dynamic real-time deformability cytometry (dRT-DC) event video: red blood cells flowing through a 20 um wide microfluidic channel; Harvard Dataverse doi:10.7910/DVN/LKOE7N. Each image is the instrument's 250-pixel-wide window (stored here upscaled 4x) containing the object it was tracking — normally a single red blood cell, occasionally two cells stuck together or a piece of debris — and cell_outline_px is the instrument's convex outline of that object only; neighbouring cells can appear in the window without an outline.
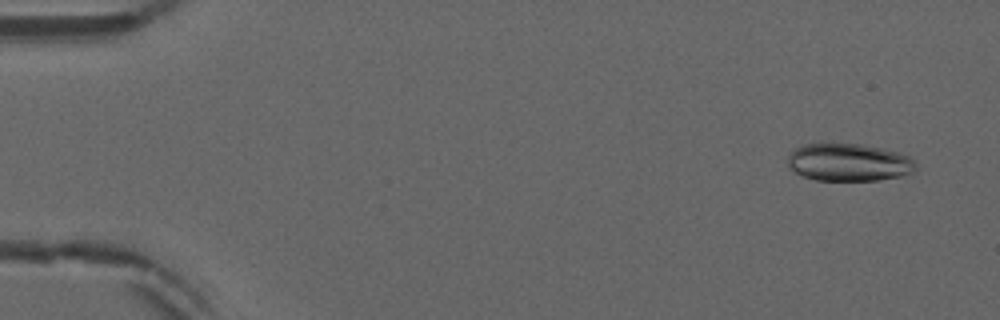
{"species": "common noctule bat (a hibernating species)", "species_latin": "Nyctalus noctula", "temperature_condition": "warm", "stored_images_in_passage": 50, "camera_frame_rate_fps": 3000, "um_per_image_px": 0.085, "animal": {"sex": "male", "forearm_length_mm": 52.5}, "frame": {"image": 1, "passage_image": 3, "time_ms": 0.667, "image_size_px": [1000, 320], "cell_outline_px": [[916, 168], [912, 172], [904, 176], [880, 180], [816, 180], [804, 176], [788, 168], [788, 156], [796, 148], [804, 144], [860, 144], [884, 148], [900, 152], [912, 156], [916, 160]], "centroid_in_image_um": [72.22, 13.8], "position_along_channel_um": 12.8, "area_um2": 28.32}}
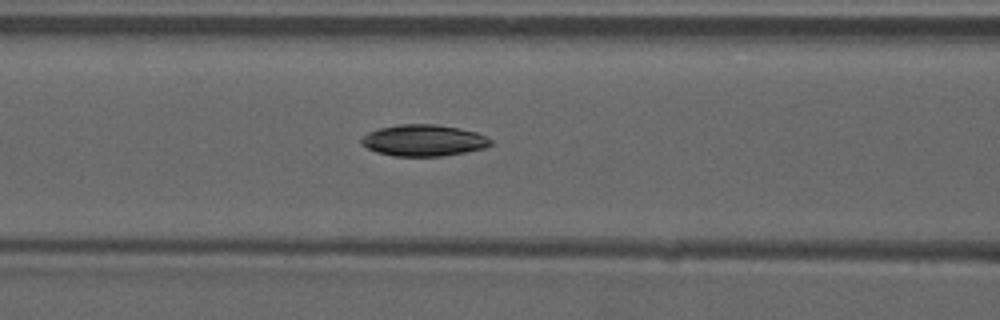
{"frame": {"image": 2, "passage_image": 22, "time_ms": 7.0, "image_size_px": [1000, 320], "cell_outline_px": [[492, 144], [484, 148], [464, 152], [440, 156], [392, 156], [376, 152], [360, 144], [360, 140], [368, 132], [380, 128], [400, 124], [436, 124], [460, 128], [476, 132], [492, 140]], "centroid_in_image_um": [35.99, 11.93], "position_along_channel_um": 130.6, "area_um2": 23.64}}
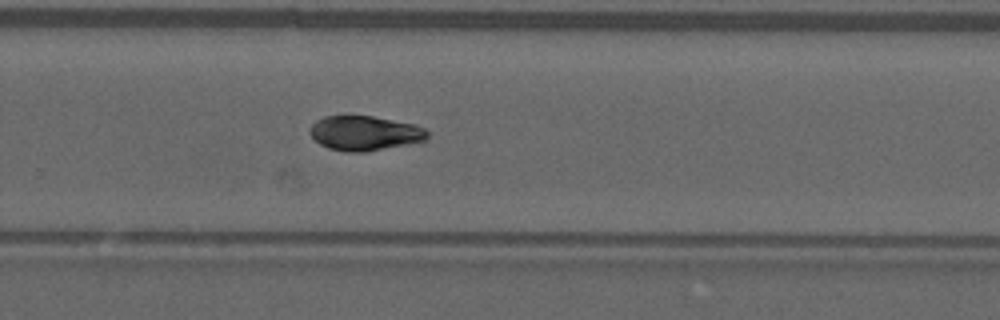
{"frame": {"image": 3, "passage_image": 35, "time_ms": 11.333, "image_size_px": [1000, 320], "cell_outline_px": [[428, 136], [424, 140], [364, 152], [344, 152], [328, 148], [320, 144], [308, 132], [312, 124], [316, 120], [324, 116], [348, 112], [372, 116], [412, 124], [424, 128], [428, 132]], "centroid_in_image_um": [30.9, 11.27], "position_along_channel_um": 298.9, "area_um2": 24.04}}